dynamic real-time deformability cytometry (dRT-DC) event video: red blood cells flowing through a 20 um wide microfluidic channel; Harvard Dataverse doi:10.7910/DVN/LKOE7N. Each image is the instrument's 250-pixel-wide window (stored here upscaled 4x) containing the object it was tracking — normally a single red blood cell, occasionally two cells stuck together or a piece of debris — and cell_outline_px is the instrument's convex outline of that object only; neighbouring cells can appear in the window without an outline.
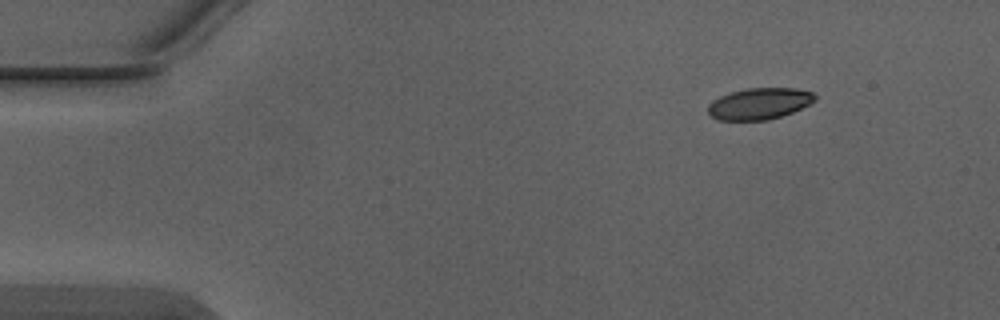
{"species": "Egyptian fruit bat (a non-hibernating species)", "species_latin": "Rousettus aegyptiacus", "temperature_condition": "warm", "stored_images_in_passage": 5, "camera_frame_rate_fps": 3000, "um_per_image_px": 0.085, "animal": {"sex": "male"}, "frame": {"image": 1, "passage_image": 1, "time_ms": 0.0, "image_size_px": [1000, 320], "cell_outline_px": [[816, 100], [792, 112], [768, 120], [716, 120], [708, 112], [708, 104], [712, 100], [720, 96], [732, 92], [748, 88], [796, 88], [812, 92], [816, 96]], "centroid_in_image_um": [64.52, 8.81], "position_along_channel_um": 20.5, "area_um2": 19.48}}
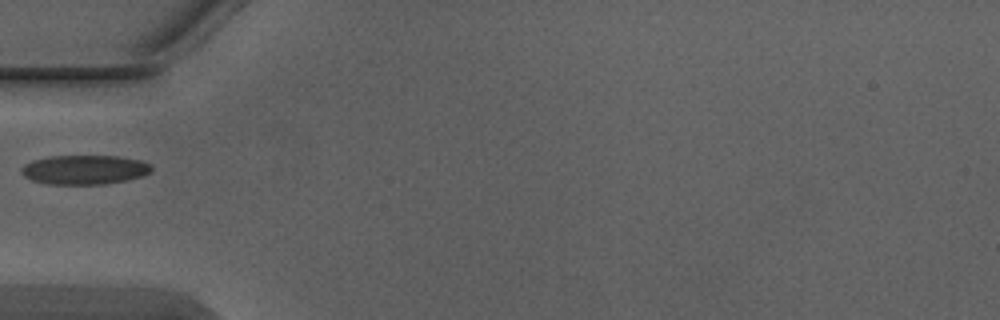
{"frame": {"image": 2, "passage_image": 4, "time_ms": 1.0, "image_size_px": [1000, 320], "cell_outline_px": [[152, 172], [144, 176], [104, 184], [48, 184], [32, 180], [24, 176], [20, 172], [20, 168], [24, 164], [32, 160], [48, 156], [116, 156], [140, 160], [152, 164]], "centroid_in_image_um": [7.18, 14.42], "position_along_channel_um": 77.8, "area_um2": 22.37}}
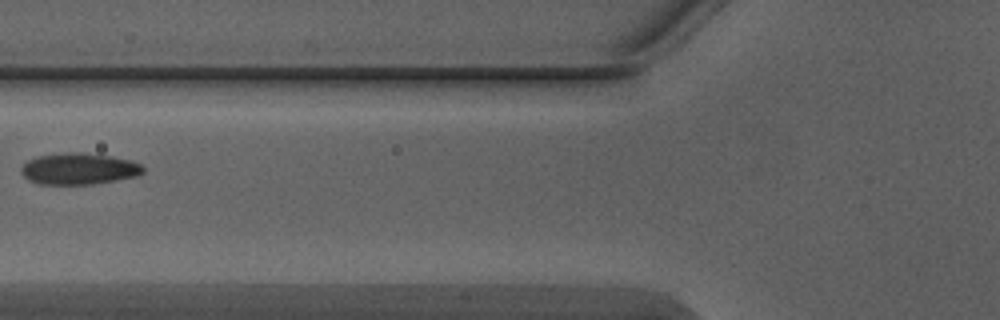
{"frame": {"image": 3, "passage_image": 5, "time_ms": 1.333, "image_size_px": [1000, 320], "cell_outline_px": [[144, 172], [136, 176], [116, 180], [92, 184], [40, 184], [28, 180], [20, 172], [20, 168], [28, 160], [36, 156], [68, 152], [80, 152], [112, 156], [132, 160], [140, 164], [144, 168]], "centroid_in_image_um": [6.7, 14.34], "position_along_channel_um": 119.1, "area_um2": 22.43}}